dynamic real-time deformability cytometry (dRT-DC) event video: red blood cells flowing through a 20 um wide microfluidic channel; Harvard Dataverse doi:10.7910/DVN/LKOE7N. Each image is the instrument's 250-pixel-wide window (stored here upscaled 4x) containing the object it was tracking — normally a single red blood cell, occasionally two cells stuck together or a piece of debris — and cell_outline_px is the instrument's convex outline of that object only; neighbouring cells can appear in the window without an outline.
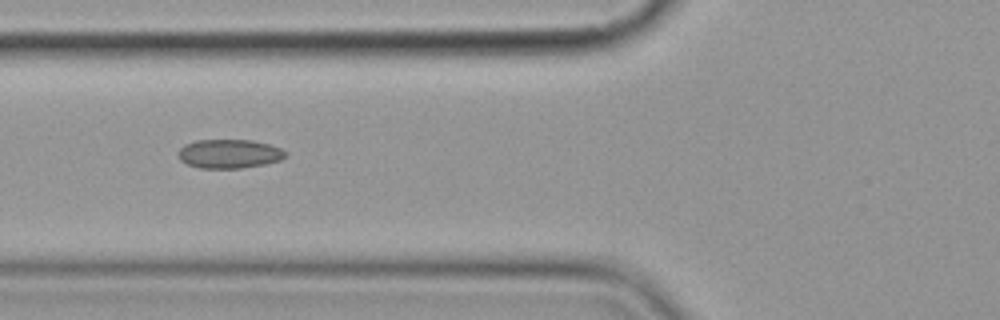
{"species": "common noctule bat (a hibernating species)", "species_latin": "Nyctalus noctula", "temperature_condition": "cold", "stored_images_in_passage": 6, "camera_frame_rate_fps": 3000, "um_per_image_px": 0.085, "animal": {"sex": "female", "body_mass_g": 19.9}, "frame": {"image": 1, "passage_image": 6, "time_ms": 6.0, "image_size_px": [1000, 320], "cell_outline_px": [[288, 156], [280, 160], [264, 164], [240, 168], [200, 168], [188, 164], [180, 160], [176, 152], [184, 144], [196, 140], [252, 140], [268, 144], [280, 148], [288, 152]], "centroid_in_image_um": [19.48, 13.06], "position_along_channel_um": 106.3, "area_um2": 18.21}}